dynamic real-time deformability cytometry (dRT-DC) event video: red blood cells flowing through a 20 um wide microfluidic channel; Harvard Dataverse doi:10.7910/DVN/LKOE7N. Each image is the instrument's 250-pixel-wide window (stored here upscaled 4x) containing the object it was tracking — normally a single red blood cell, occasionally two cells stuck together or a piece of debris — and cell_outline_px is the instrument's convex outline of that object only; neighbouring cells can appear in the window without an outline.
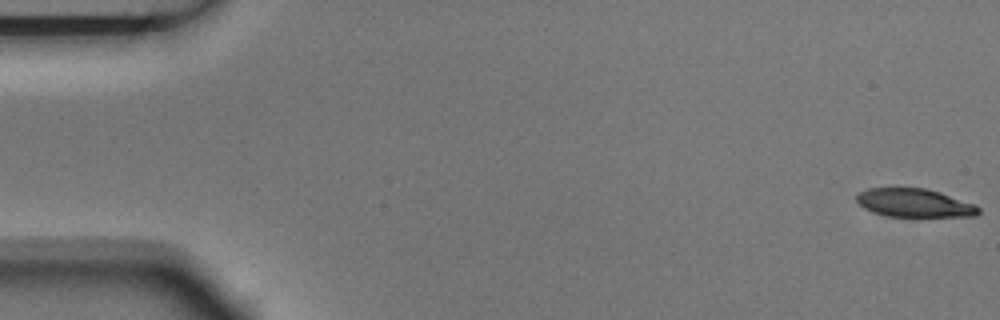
{"species": "Egyptian fruit bat (a non-hibernating species)", "species_latin": "Rousettus aegyptiacus", "temperature_condition": "room temperature", "stored_images_in_passage": 9, "camera_frame_rate_fps": 3000, "um_per_image_px": 0.085, "animal": {"sex": "male"}, "frame": {"image": 1, "passage_image": 1, "time_ms": 0.0, "image_size_px": [1000, 320], "cell_outline_px": [[980, 212], [976, 216], [888, 216], [872, 212], [864, 208], [856, 200], [856, 196], [860, 192], [868, 188], [924, 188], [940, 192], [976, 204], [980, 208]], "centroid_in_image_um": [77.74, 17.25], "position_along_channel_um": 7.3, "area_um2": 20.11}}
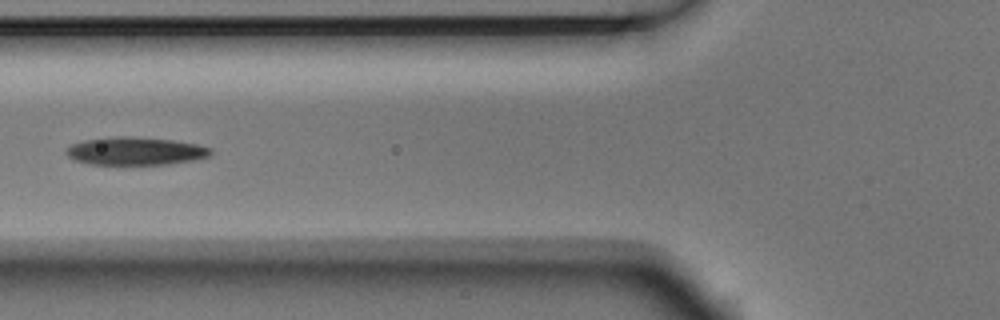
{"frame": {"image": 2, "passage_image": 6, "time_ms": 1.667, "image_size_px": [1000, 320], "cell_outline_px": [[212, 152], [208, 156], [192, 160], [168, 164], [88, 164], [76, 160], [68, 156], [64, 152], [72, 144], [84, 140], [116, 136], [128, 136], [172, 140], [196, 144], [212, 148]], "centroid_in_image_um": [11.49, 12.84], "position_along_channel_um": 114.3, "area_um2": 23.29}}
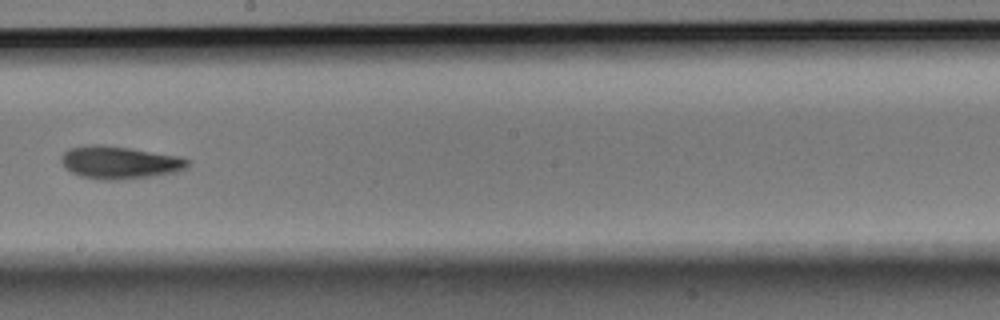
{"frame": {"image": 3, "passage_image": 9, "time_ms": 2.667, "image_size_px": [1000, 320], "cell_outline_px": [[188, 168], [176, 172], [152, 176], [120, 180], [100, 180], [80, 176], [72, 172], [60, 160], [60, 156], [64, 152], [72, 148], [92, 144], [104, 144], [180, 156], [188, 160]], "centroid_in_image_um": [10.18, 13.81], "position_along_channel_um": 238.0, "area_um2": 24.04}}